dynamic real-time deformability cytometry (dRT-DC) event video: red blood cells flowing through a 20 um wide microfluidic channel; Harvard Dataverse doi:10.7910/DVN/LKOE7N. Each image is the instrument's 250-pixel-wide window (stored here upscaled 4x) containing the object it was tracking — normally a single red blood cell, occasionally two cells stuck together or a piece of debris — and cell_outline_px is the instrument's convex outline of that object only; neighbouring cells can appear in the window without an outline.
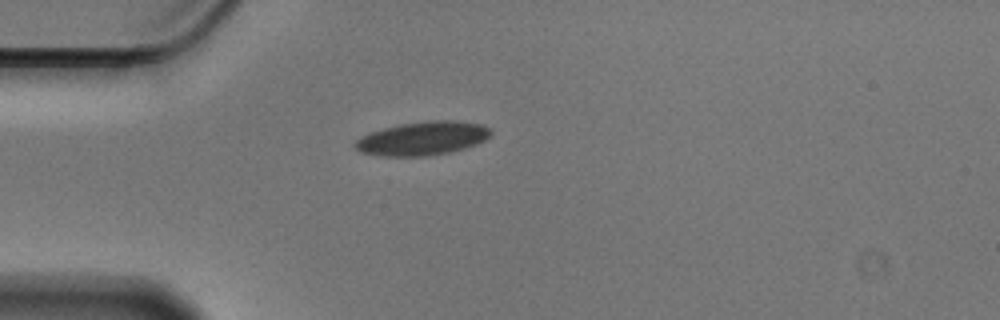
{"species": "Egyptian fruit bat (a non-hibernating species)", "species_latin": "Rousettus aegyptiacus", "temperature_condition": "cold", "stored_images_in_passage": 42, "camera_frame_rate_fps": 3000, "um_per_image_px": 0.085, "animal": {"sex": "male"}, "frame": {"image": 1, "passage_image": 1, "time_ms": 0.0, "image_size_px": [1000, 320], "cell_outline_px": [[492, 136], [476, 144], [464, 148], [448, 152], [428, 156], [380, 156], [360, 152], [352, 144], [360, 136], [368, 132], [400, 124], [428, 120], [456, 120], [480, 124], [488, 128], [492, 132]], "centroid_in_image_um": [35.88, 11.76], "position_along_channel_um": 49.1, "area_um2": 26.76}}
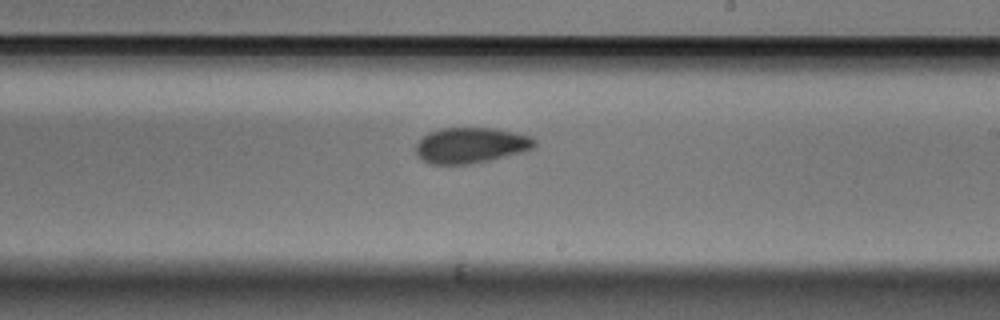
{"frame": {"image": 2, "passage_image": 19, "time_ms": 6.0, "image_size_px": [1000, 320], "cell_outline_px": [[536, 144], [532, 148], [524, 152], [472, 164], [428, 164], [420, 160], [416, 156], [416, 144], [428, 132], [440, 128], [492, 128], [516, 132], [528, 136], [536, 140]], "centroid_in_image_um": [39.99, 12.36], "position_along_channel_um": 249.0, "area_um2": 24.85}}
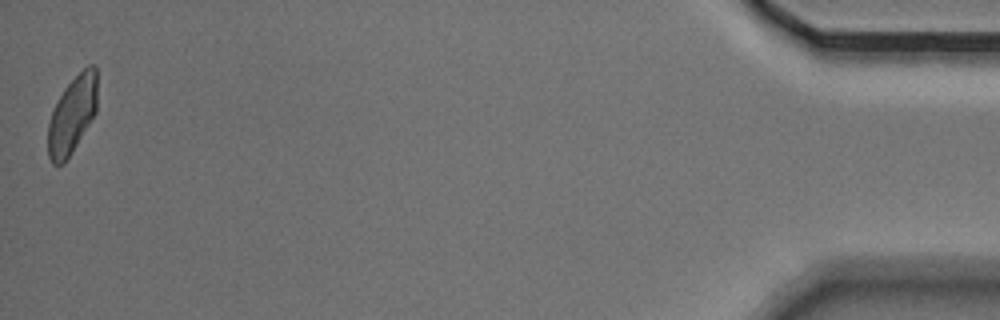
{"frame": {"image": 3, "passage_image": 42, "time_ms": 13.667, "image_size_px": [1000, 320], "cell_outline_px": [[96, 112], [72, 152], [64, 164], [52, 164], [48, 156], [48, 124], [52, 112], [64, 88], [88, 64], [96, 64]], "centroid_in_image_um": [6.13, 9.78], "position_along_channel_um": 429.1, "area_um2": 21.91}, "authors_computed_cell_mechanics": {"area_um2": 24.4494, "velocity_mm_per_s": 3.5378, "shape_relaxation_time_tau1_ms": 4.1268, "shape_relaxation_time_tau2_ms": 3.0784, "deformation_change_tau1": 0.0933, "deformation_change_tau2": 0.068}}